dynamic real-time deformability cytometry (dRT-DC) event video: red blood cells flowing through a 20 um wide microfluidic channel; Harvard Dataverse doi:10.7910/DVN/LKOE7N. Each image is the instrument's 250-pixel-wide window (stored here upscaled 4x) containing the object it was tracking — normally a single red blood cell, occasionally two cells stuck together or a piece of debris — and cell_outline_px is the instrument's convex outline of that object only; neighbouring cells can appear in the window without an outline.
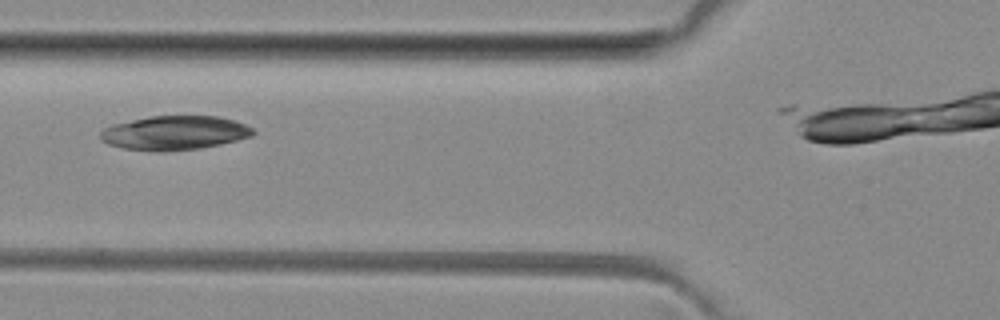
{"species": "common noctule bat (a hibernating species)", "species_latin": "Nyctalus noctula", "temperature_condition": "room temperature", "stored_images_in_passage": 5, "camera_frame_rate_fps": 3000, "um_per_image_px": 0.085, "animal": {"sex": "female", "body_mass_g": 29.2, "forearm_length_mm": 56.3}, "frame": {"image": 1, "passage_image": 4, "time_ms": 3.333, "image_size_px": [1000, 320], "cell_outline_px": [[256, 132], [252, 136], [220, 144], [196, 148], [164, 152], [156, 152], [124, 148], [108, 144], [100, 140], [100, 132], [104, 128], [112, 124], [148, 116], [220, 116], [236, 120], [252, 128]], "centroid_in_image_um": [14.82, 11.29], "position_along_channel_um": 111.0, "area_um2": 30.46}}